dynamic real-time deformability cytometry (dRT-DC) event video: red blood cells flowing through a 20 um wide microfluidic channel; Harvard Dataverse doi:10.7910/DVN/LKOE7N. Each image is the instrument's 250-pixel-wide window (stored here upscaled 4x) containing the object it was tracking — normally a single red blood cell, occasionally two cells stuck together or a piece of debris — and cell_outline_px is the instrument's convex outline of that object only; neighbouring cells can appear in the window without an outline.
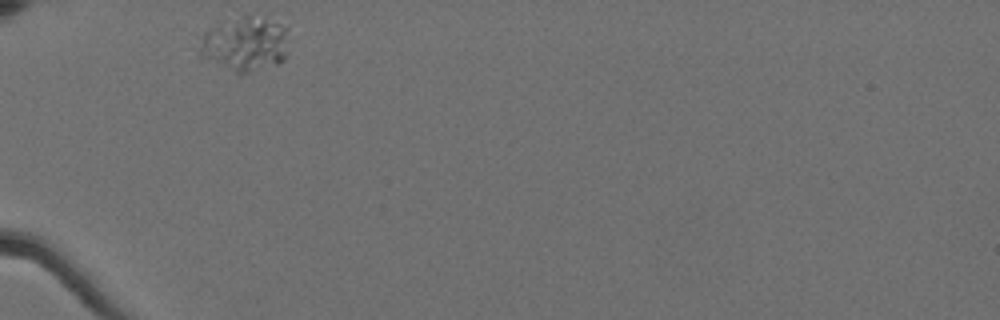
{"species": "Egyptian fruit bat (a non-hibernating species)", "species_latin": "Rousettus aegyptiacus", "temperature_condition": "cold", "stored_images_in_passage": 32, "camera_frame_rate_fps": 3000, "um_per_image_px": 0.085, "animal": {"sex": "female"}, "frame": {"image": 1, "passage_image": 1, "time_ms": 0.0, "image_size_px": [1000, 320], "cell_outline_px": [[288, 56], [284, 60], [276, 64], [240, 76], [200, 60], [192, 48], [204, 32], [208, 28], [224, 20], [252, 12], [264, 16], [280, 24], [284, 28], [288, 52]], "centroid_in_image_um": [20.67, 3.75], "position_along_channel_um": 64.3, "area_um2": 30.46}}
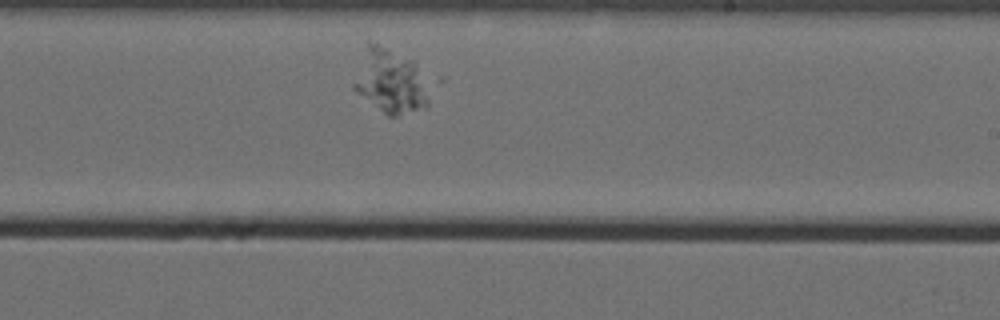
{"frame": {"image": 2, "passage_image": 19, "time_ms": 6.0, "image_size_px": [1000, 320], "cell_outline_px": [[428, 108], [396, 116], [388, 116], [356, 92], [352, 88], [352, 84], [364, 44], [368, 36], [416, 60], [428, 100]], "centroid_in_image_um": [33.1, 6.8], "position_along_channel_um": 255.9, "area_um2": 28.96}}
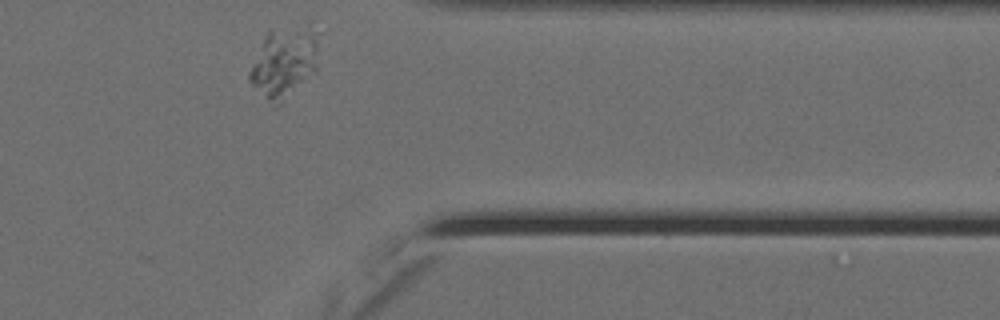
{"frame": {"image": 3, "passage_image": 31, "time_ms": 10.0, "image_size_px": [1000, 320], "cell_outline_px": [[320, 32], [316, 68], [276, 108], [272, 108], [248, 80], [248, 72], [260, 44], [264, 36], [268, 32], [312, 20]], "centroid_in_image_um": [24.18, 5.21], "position_along_channel_um": 387.2, "area_um2": 29.36}}